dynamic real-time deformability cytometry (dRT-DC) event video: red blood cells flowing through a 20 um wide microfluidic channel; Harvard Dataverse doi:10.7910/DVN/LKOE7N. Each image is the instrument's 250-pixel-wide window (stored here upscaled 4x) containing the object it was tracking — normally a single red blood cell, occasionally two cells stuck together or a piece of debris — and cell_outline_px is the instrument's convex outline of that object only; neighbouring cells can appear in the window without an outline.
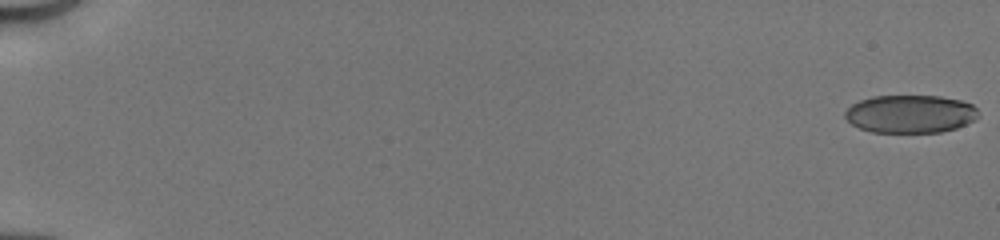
{"species": "human", "species_latin": "Homo sapiens", "temperature_condition": "cold", "stored_images_in_passage": 51, "camera_frame_rate_fps": 3000, "um_per_image_px": 0.085, "donor": {"sex": "male"}, "frame": {"image": 1, "passage_image": 1, "time_ms": 0.0, "image_size_px": [1000, 240], "cell_outline_px": [[980, 116], [976, 120], [956, 128], [940, 132], [872, 132], [860, 128], [852, 124], [844, 116], [844, 112], [852, 104], [860, 100], [872, 96], [940, 96], [960, 100], [972, 104], [980, 112]], "centroid_in_image_um": [77.41, 9.68], "position_along_channel_um": 7.6, "area_um2": 29.65}}
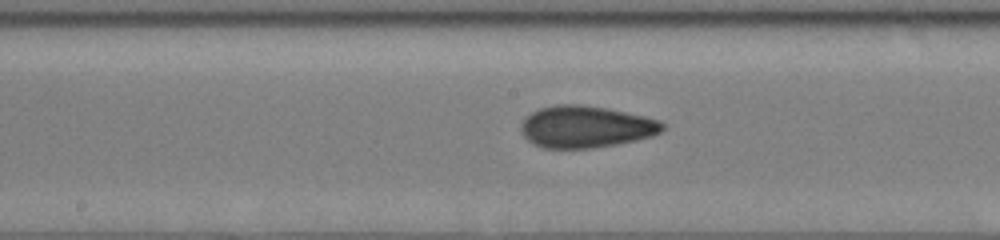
{"frame": {"image": 2, "passage_image": 29, "time_ms": 9.333, "image_size_px": [1000, 240], "cell_outline_px": [[664, 128], [660, 132], [652, 136], [636, 140], [616, 144], [592, 148], [544, 148], [532, 144], [524, 136], [520, 128], [520, 124], [524, 116], [540, 108], [556, 104], [580, 104], [608, 108], [644, 116], [660, 120], [664, 124]], "centroid_in_image_um": [49.76, 10.77], "position_along_channel_um": 198.4, "area_um2": 34.74}}
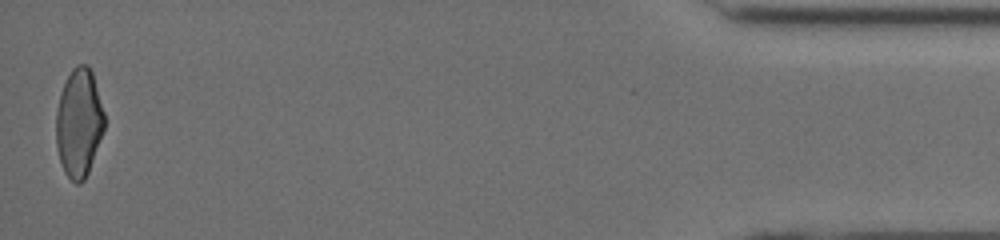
{"frame": {"image": 3, "passage_image": 51, "time_ms": 16.667, "image_size_px": [1000, 240], "cell_outline_px": [[104, 128], [88, 172], [84, 180], [80, 184], [76, 184], [64, 172], [56, 148], [56, 112], [60, 96], [64, 84], [72, 68], [76, 64], [88, 64], [92, 72], [104, 112]], "centroid_in_image_um": [6.7, 10.44], "position_along_channel_um": 428.5, "area_um2": 30.29}, "authors_computed_cell_mechanics": {"area_um2": 32.1946, "velocity_mm_per_s": 4.1766, "shape_relaxation_time_tau1_ms": 7.7234, "shape_relaxation_time_tau2_ms": 1.6686, "deformation_change_tau1": 0.1846, "deformation_change_tau2": 0.0796}}